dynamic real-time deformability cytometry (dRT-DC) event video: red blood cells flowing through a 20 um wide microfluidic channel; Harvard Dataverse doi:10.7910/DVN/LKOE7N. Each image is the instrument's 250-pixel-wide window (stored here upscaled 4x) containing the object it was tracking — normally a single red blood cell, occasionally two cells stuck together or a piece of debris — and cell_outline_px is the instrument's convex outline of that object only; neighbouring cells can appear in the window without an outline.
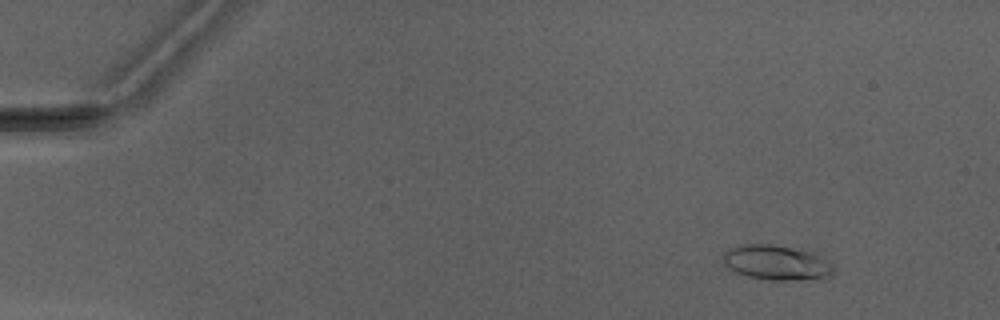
{"species": "Egyptian fruit bat (a non-hibernating species)", "species_latin": "Rousettus aegyptiacus", "temperature_condition": "warm", "stored_images_in_passage": 3, "camera_frame_rate_fps": 3000, "um_per_image_px": 0.085, "animal": {"sex": "male"}, "frame": {"image": 1, "passage_image": 1, "time_ms": 0.0, "image_size_px": [1000, 320], "cell_outline_px": [[832, 272], [828, 276], [816, 280], [772, 280], [748, 276], [736, 272], [724, 264], [724, 252], [732, 248], [744, 244], [768, 244], [812, 248], [824, 256], [832, 264]], "centroid_in_image_um": [66.12, 22.29], "position_along_channel_um": 18.9, "area_um2": 23.06}}